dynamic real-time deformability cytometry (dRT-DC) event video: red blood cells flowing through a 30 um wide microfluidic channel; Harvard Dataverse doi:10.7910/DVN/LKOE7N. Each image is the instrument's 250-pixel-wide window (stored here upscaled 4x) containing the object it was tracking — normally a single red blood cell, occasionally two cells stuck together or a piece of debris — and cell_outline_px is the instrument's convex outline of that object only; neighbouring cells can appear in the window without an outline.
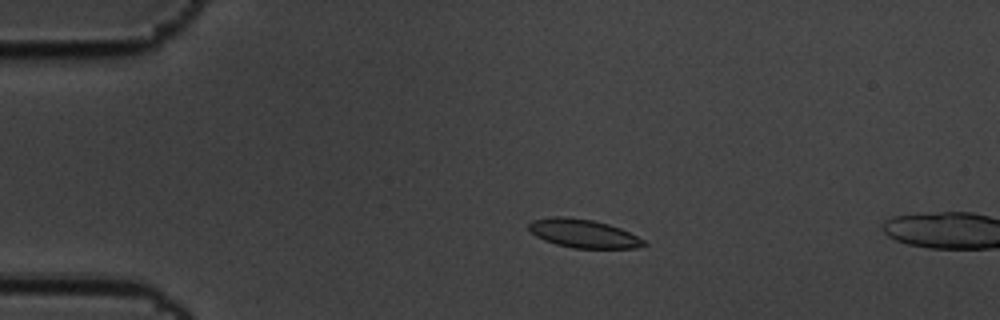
{"species": "common noctule bat (a hibernating species)", "species_latin": "Nyctalus noctula", "temperature_condition": "cold", "stored_images_in_passage": 4, "camera_frame_rate_fps": 3000, "um_per_image_px": 0.085, "animal": {"sex": "male", "body_mass_g": 19.5, "forearm_length_mm": 54.6}, "frame": {"image": 1, "passage_image": 1, "time_ms": 0.0, "image_size_px": [1000, 320], "cell_outline_px": [[648, 244], [636, 248], [572, 248], [556, 244], [544, 240], [536, 236], [528, 228], [528, 224], [532, 220], [552, 216], [564, 216], [592, 220], [608, 224], [620, 228], [644, 240]], "centroid_in_image_um": [49.56, 19.84], "position_along_channel_um": 35.4, "area_um2": 19.02}}